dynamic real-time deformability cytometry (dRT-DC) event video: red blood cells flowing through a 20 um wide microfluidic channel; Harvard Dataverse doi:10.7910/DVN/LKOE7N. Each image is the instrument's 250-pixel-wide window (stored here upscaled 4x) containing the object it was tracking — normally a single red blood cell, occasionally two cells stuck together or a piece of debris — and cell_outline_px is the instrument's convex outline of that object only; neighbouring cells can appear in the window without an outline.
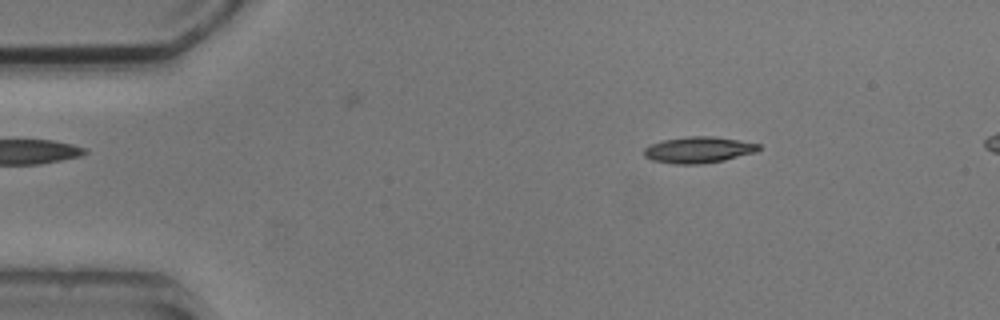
{"species": "common noctule bat (a hibernating species)", "species_latin": "Nyctalus noctula", "temperature_condition": "cold", "stored_images_in_passage": 4, "camera_frame_rate_fps": 3000, "um_per_image_px": 0.085, "animal": {"sex": "male", "body_mass_g": 20.5, "forearm_length_mm": 52.5}, "frame": {"image": 1, "passage_image": 1, "time_ms": 0.0, "image_size_px": [1000, 320], "cell_outline_px": [[760, 148], [756, 152], [724, 160], [700, 164], [676, 164], [652, 160], [644, 156], [644, 148], [652, 144], [664, 140], [688, 136], [716, 136], [760, 144]], "centroid_in_image_um": [59.38, 12.73], "position_along_channel_um": 25.6, "area_um2": 17.46}}